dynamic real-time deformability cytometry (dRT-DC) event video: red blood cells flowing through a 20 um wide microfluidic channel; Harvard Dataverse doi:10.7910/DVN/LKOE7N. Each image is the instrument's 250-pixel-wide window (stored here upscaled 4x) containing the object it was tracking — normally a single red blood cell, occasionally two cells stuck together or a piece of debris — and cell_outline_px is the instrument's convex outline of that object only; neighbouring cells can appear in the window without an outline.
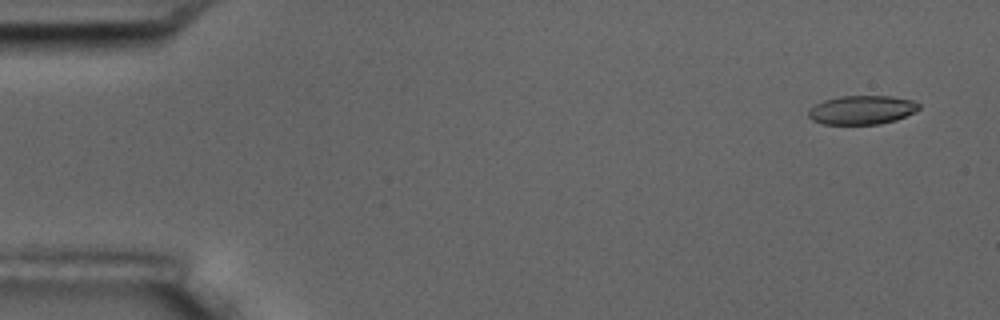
{"species": "common noctule bat (a hibernating species)", "species_latin": "Nyctalus noctula", "temperature_condition": "room temperature", "stored_images_in_passage": 5, "segment_of_instrument_passage": [1, 2], "camera_frame_rate_fps": 3000, "um_per_image_px": 0.085, "animal": {"sex": "male", "body_mass_g": 17.5, "forearm_length_mm": 52.3}, "frame": {"image": 1, "passage_image": 1, "time_ms": 0.0, "image_size_px": [1000, 320], "cell_outline_px": [[920, 108], [916, 112], [896, 120], [880, 124], [824, 124], [812, 120], [808, 116], [808, 108], [824, 100], [840, 96], [892, 96], [916, 100], [920, 104]], "centroid_in_image_um": [73.3, 9.34], "position_along_channel_um": 11.7, "area_um2": 18.84}}